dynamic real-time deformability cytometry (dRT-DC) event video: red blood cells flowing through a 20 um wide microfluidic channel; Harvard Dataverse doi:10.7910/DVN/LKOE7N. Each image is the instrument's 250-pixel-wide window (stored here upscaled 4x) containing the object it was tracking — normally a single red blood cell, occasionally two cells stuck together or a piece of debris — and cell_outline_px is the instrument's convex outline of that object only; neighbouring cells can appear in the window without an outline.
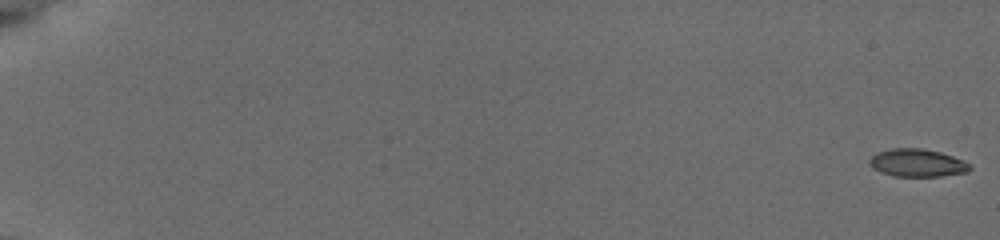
{"species": "common noctule bat (a hibernating species)", "species_latin": "Nyctalus noctula", "temperature_condition": "cold", "stored_images_in_passage": 13, "camera_frame_rate_fps": 3000, "um_per_image_px": 0.085, "animal": {"sex": "female", "body_mass_g": 19.5, "forearm_length_mm": 54.1}, "frame": {"image": 1, "passage_image": 1, "time_ms": 0.0, "image_size_px": [1000, 240], "cell_outline_px": [[972, 168], [968, 172], [940, 176], [896, 176], [880, 172], [872, 168], [868, 164], [868, 160], [876, 152], [892, 148], [920, 148], [940, 152], [964, 160], [972, 164]], "centroid_in_image_um": [77.97, 13.84], "position_along_channel_um": 7.0, "area_um2": 16.42}}
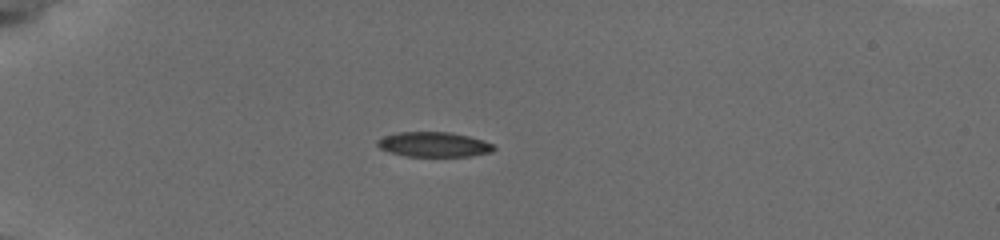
{"frame": {"image": 2, "passage_image": 10, "time_ms": 5.667, "image_size_px": [1000, 240], "cell_outline_px": [[496, 148], [492, 152], [472, 156], [408, 156], [392, 152], [380, 148], [376, 144], [376, 140], [384, 136], [400, 132], [448, 132], [468, 136], [492, 144]], "centroid_in_image_um": [36.87, 12.28], "position_along_channel_um": 48.1, "area_um2": 16.65}}
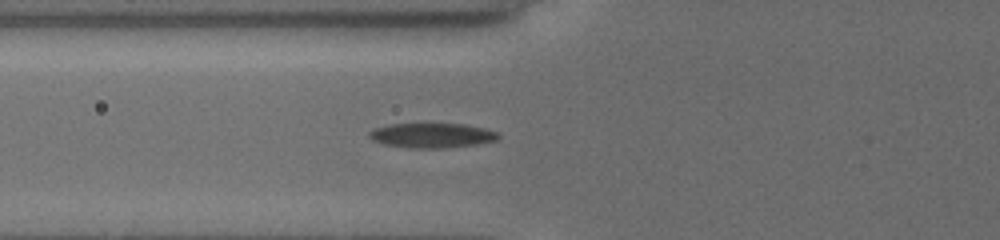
{"frame": {"image": 3, "passage_image": 13, "time_ms": 7.667, "image_size_px": [1000, 240], "cell_outline_px": [[500, 136], [496, 140], [476, 144], [444, 148], [408, 148], [384, 144], [372, 140], [368, 136], [368, 132], [372, 128], [388, 124], [464, 124], [484, 128], [496, 132]], "centroid_in_image_um": [36.65, 11.51], "position_along_channel_um": 89.2, "area_um2": 18.61}}